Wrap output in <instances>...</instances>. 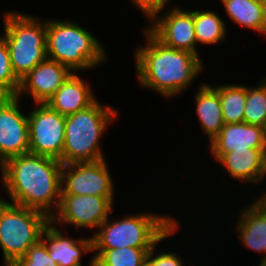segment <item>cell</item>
<instances>
[{"label":"cell","mask_w":266,"mask_h":266,"mask_svg":"<svg viewBox=\"0 0 266 266\" xmlns=\"http://www.w3.org/2000/svg\"><path fill=\"white\" fill-rule=\"evenodd\" d=\"M62 165L60 160L29 152L0 166V182L12 204L38 210L51 219L60 204Z\"/></svg>","instance_id":"6da1fadb"},{"label":"cell","mask_w":266,"mask_h":266,"mask_svg":"<svg viewBox=\"0 0 266 266\" xmlns=\"http://www.w3.org/2000/svg\"><path fill=\"white\" fill-rule=\"evenodd\" d=\"M142 29L146 44L134 51L138 83L165 99L182 94L204 71L202 59L189 51L168 47L145 26Z\"/></svg>","instance_id":"7a4b0ae2"},{"label":"cell","mask_w":266,"mask_h":266,"mask_svg":"<svg viewBox=\"0 0 266 266\" xmlns=\"http://www.w3.org/2000/svg\"><path fill=\"white\" fill-rule=\"evenodd\" d=\"M87 30L69 19H47V58L67 66L72 72L102 66L108 56L104 44Z\"/></svg>","instance_id":"3957f363"},{"label":"cell","mask_w":266,"mask_h":266,"mask_svg":"<svg viewBox=\"0 0 266 266\" xmlns=\"http://www.w3.org/2000/svg\"><path fill=\"white\" fill-rule=\"evenodd\" d=\"M119 115L117 109L96 100L87 108L65 116L62 164L105 159L100 138Z\"/></svg>","instance_id":"277c9868"},{"label":"cell","mask_w":266,"mask_h":266,"mask_svg":"<svg viewBox=\"0 0 266 266\" xmlns=\"http://www.w3.org/2000/svg\"><path fill=\"white\" fill-rule=\"evenodd\" d=\"M104 221L92 234L93 250H109L124 247L153 248L178 223L167 214L141 212L120 219Z\"/></svg>","instance_id":"5b68a950"},{"label":"cell","mask_w":266,"mask_h":266,"mask_svg":"<svg viewBox=\"0 0 266 266\" xmlns=\"http://www.w3.org/2000/svg\"><path fill=\"white\" fill-rule=\"evenodd\" d=\"M2 14L4 33L0 37L8 47L13 73L21 80L47 58V19L14 10Z\"/></svg>","instance_id":"8992f818"},{"label":"cell","mask_w":266,"mask_h":266,"mask_svg":"<svg viewBox=\"0 0 266 266\" xmlns=\"http://www.w3.org/2000/svg\"><path fill=\"white\" fill-rule=\"evenodd\" d=\"M50 218L34 209L0 198V248L3 265H12L41 239Z\"/></svg>","instance_id":"52a82bcc"},{"label":"cell","mask_w":266,"mask_h":266,"mask_svg":"<svg viewBox=\"0 0 266 266\" xmlns=\"http://www.w3.org/2000/svg\"><path fill=\"white\" fill-rule=\"evenodd\" d=\"M27 113L29 152L62 162L65 139V116L46 103L35 104Z\"/></svg>","instance_id":"ba28073f"},{"label":"cell","mask_w":266,"mask_h":266,"mask_svg":"<svg viewBox=\"0 0 266 266\" xmlns=\"http://www.w3.org/2000/svg\"><path fill=\"white\" fill-rule=\"evenodd\" d=\"M114 199L94 195H61L58 210L50 220L54 225H63L62 228L73 225L76 229H97L110 217Z\"/></svg>","instance_id":"9c48e42d"},{"label":"cell","mask_w":266,"mask_h":266,"mask_svg":"<svg viewBox=\"0 0 266 266\" xmlns=\"http://www.w3.org/2000/svg\"><path fill=\"white\" fill-rule=\"evenodd\" d=\"M105 159L96 162L63 164L61 195L114 197V183Z\"/></svg>","instance_id":"30bf717a"},{"label":"cell","mask_w":266,"mask_h":266,"mask_svg":"<svg viewBox=\"0 0 266 266\" xmlns=\"http://www.w3.org/2000/svg\"><path fill=\"white\" fill-rule=\"evenodd\" d=\"M171 8V9H170ZM168 11L156 13L146 28L164 45L189 51L200 57L194 25V10H184L174 5Z\"/></svg>","instance_id":"8fae6325"},{"label":"cell","mask_w":266,"mask_h":266,"mask_svg":"<svg viewBox=\"0 0 266 266\" xmlns=\"http://www.w3.org/2000/svg\"><path fill=\"white\" fill-rule=\"evenodd\" d=\"M20 101L16 97L0 109V166L12 157L29 153L28 117L21 111Z\"/></svg>","instance_id":"7c38bea8"},{"label":"cell","mask_w":266,"mask_h":266,"mask_svg":"<svg viewBox=\"0 0 266 266\" xmlns=\"http://www.w3.org/2000/svg\"><path fill=\"white\" fill-rule=\"evenodd\" d=\"M73 72L65 65L46 58L20 80L17 97L29 94L33 102L46 103Z\"/></svg>","instance_id":"4fadbf2b"},{"label":"cell","mask_w":266,"mask_h":266,"mask_svg":"<svg viewBox=\"0 0 266 266\" xmlns=\"http://www.w3.org/2000/svg\"><path fill=\"white\" fill-rule=\"evenodd\" d=\"M256 196L254 202H250L247 207L238 211V223L234 225L235 231L242 246L256 251L258 254L264 253L261 260H266V192Z\"/></svg>","instance_id":"5bb4252c"},{"label":"cell","mask_w":266,"mask_h":266,"mask_svg":"<svg viewBox=\"0 0 266 266\" xmlns=\"http://www.w3.org/2000/svg\"><path fill=\"white\" fill-rule=\"evenodd\" d=\"M64 233L52 222L42 232L41 239L47 246L50 258L59 266H82L81 257L87 253L93 254L92 235L75 239Z\"/></svg>","instance_id":"9a60e30c"},{"label":"cell","mask_w":266,"mask_h":266,"mask_svg":"<svg viewBox=\"0 0 266 266\" xmlns=\"http://www.w3.org/2000/svg\"><path fill=\"white\" fill-rule=\"evenodd\" d=\"M208 147L215 161L224 153L234 150L266 148L265 128L245 122L225 124Z\"/></svg>","instance_id":"2e32d148"},{"label":"cell","mask_w":266,"mask_h":266,"mask_svg":"<svg viewBox=\"0 0 266 266\" xmlns=\"http://www.w3.org/2000/svg\"><path fill=\"white\" fill-rule=\"evenodd\" d=\"M266 148H247L224 153L215 162L222 165L229 176L244 183L260 184L264 177Z\"/></svg>","instance_id":"e0dca14e"},{"label":"cell","mask_w":266,"mask_h":266,"mask_svg":"<svg viewBox=\"0 0 266 266\" xmlns=\"http://www.w3.org/2000/svg\"><path fill=\"white\" fill-rule=\"evenodd\" d=\"M91 88L78 72H73L46 104L61 115L74 114L97 100Z\"/></svg>","instance_id":"ac0fdd59"},{"label":"cell","mask_w":266,"mask_h":266,"mask_svg":"<svg viewBox=\"0 0 266 266\" xmlns=\"http://www.w3.org/2000/svg\"><path fill=\"white\" fill-rule=\"evenodd\" d=\"M195 112L208 143L214 140L225 125L218 92L208 83H201L194 96Z\"/></svg>","instance_id":"d6986e66"},{"label":"cell","mask_w":266,"mask_h":266,"mask_svg":"<svg viewBox=\"0 0 266 266\" xmlns=\"http://www.w3.org/2000/svg\"><path fill=\"white\" fill-rule=\"evenodd\" d=\"M231 22L266 37V8L260 0H219Z\"/></svg>","instance_id":"ffe728a7"},{"label":"cell","mask_w":266,"mask_h":266,"mask_svg":"<svg viewBox=\"0 0 266 266\" xmlns=\"http://www.w3.org/2000/svg\"><path fill=\"white\" fill-rule=\"evenodd\" d=\"M219 94L225 124L244 122L246 86L241 84H210Z\"/></svg>","instance_id":"44dd1931"},{"label":"cell","mask_w":266,"mask_h":266,"mask_svg":"<svg viewBox=\"0 0 266 266\" xmlns=\"http://www.w3.org/2000/svg\"><path fill=\"white\" fill-rule=\"evenodd\" d=\"M215 11L194 10L195 35L198 44L215 45L227 40V25Z\"/></svg>","instance_id":"7402d4cb"},{"label":"cell","mask_w":266,"mask_h":266,"mask_svg":"<svg viewBox=\"0 0 266 266\" xmlns=\"http://www.w3.org/2000/svg\"><path fill=\"white\" fill-rule=\"evenodd\" d=\"M152 248L93 250L94 266H143Z\"/></svg>","instance_id":"603a6c76"},{"label":"cell","mask_w":266,"mask_h":266,"mask_svg":"<svg viewBox=\"0 0 266 266\" xmlns=\"http://www.w3.org/2000/svg\"><path fill=\"white\" fill-rule=\"evenodd\" d=\"M256 87L246 86L244 122L251 125H266V77L261 78Z\"/></svg>","instance_id":"cb8c5ba5"},{"label":"cell","mask_w":266,"mask_h":266,"mask_svg":"<svg viewBox=\"0 0 266 266\" xmlns=\"http://www.w3.org/2000/svg\"><path fill=\"white\" fill-rule=\"evenodd\" d=\"M11 266H59L48 253L46 244L42 239L32 245L25 256L18 258Z\"/></svg>","instance_id":"d4e9b609"},{"label":"cell","mask_w":266,"mask_h":266,"mask_svg":"<svg viewBox=\"0 0 266 266\" xmlns=\"http://www.w3.org/2000/svg\"><path fill=\"white\" fill-rule=\"evenodd\" d=\"M180 224L179 222L158 242V245L156 244L148 253L147 260L153 265V266H185L184 262H182L184 259H182V256H178L175 252L172 253L168 251H162L160 250V253L158 252L157 248L159 246V243L162 241H165L166 239L170 237H173L171 235H174L175 232H178V227ZM157 250V252H156ZM162 251V252H161ZM157 253V254H156Z\"/></svg>","instance_id":"484cf974"},{"label":"cell","mask_w":266,"mask_h":266,"mask_svg":"<svg viewBox=\"0 0 266 266\" xmlns=\"http://www.w3.org/2000/svg\"><path fill=\"white\" fill-rule=\"evenodd\" d=\"M0 83L11 87L16 93L20 87V80L13 73L8 47L0 37Z\"/></svg>","instance_id":"4316f807"},{"label":"cell","mask_w":266,"mask_h":266,"mask_svg":"<svg viewBox=\"0 0 266 266\" xmlns=\"http://www.w3.org/2000/svg\"><path fill=\"white\" fill-rule=\"evenodd\" d=\"M171 0H131L143 15L148 18V21L158 12H162L166 9L167 5Z\"/></svg>","instance_id":"83f0119b"},{"label":"cell","mask_w":266,"mask_h":266,"mask_svg":"<svg viewBox=\"0 0 266 266\" xmlns=\"http://www.w3.org/2000/svg\"><path fill=\"white\" fill-rule=\"evenodd\" d=\"M17 97V93L9 86L0 83V109L5 108Z\"/></svg>","instance_id":"f1b7e54d"},{"label":"cell","mask_w":266,"mask_h":266,"mask_svg":"<svg viewBox=\"0 0 266 266\" xmlns=\"http://www.w3.org/2000/svg\"><path fill=\"white\" fill-rule=\"evenodd\" d=\"M264 179H266V150H265V159H264V177H263V181H265Z\"/></svg>","instance_id":"f546056e"},{"label":"cell","mask_w":266,"mask_h":266,"mask_svg":"<svg viewBox=\"0 0 266 266\" xmlns=\"http://www.w3.org/2000/svg\"><path fill=\"white\" fill-rule=\"evenodd\" d=\"M258 266H266V260H264V259H260V263H259V265Z\"/></svg>","instance_id":"4dcf8cb0"},{"label":"cell","mask_w":266,"mask_h":266,"mask_svg":"<svg viewBox=\"0 0 266 266\" xmlns=\"http://www.w3.org/2000/svg\"><path fill=\"white\" fill-rule=\"evenodd\" d=\"M143 266H153L148 260L143 263Z\"/></svg>","instance_id":"1f68e13d"},{"label":"cell","mask_w":266,"mask_h":266,"mask_svg":"<svg viewBox=\"0 0 266 266\" xmlns=\"http://www.w3.org/2000/svg\"><path fill=\"white\" fill-rule=\"evenodd\" d=\"M91 261H90V264H89V266H94V260L93 259H90Z\"/></svg>","instance_id":"d6a6232c"},{"label":"cell","mask_w":266,"mask_h":266,"mask_svg":"<svg viewBox=\"0 0 266 266\" xmlns=\"http://www.w3.org/2000/svg\"><path fill=\"white\" fill-rule=\"evenodd\" d=\"M266 8V0H260Z\"/></svg>","instance_id":"836d02e7"}]
</instances>
